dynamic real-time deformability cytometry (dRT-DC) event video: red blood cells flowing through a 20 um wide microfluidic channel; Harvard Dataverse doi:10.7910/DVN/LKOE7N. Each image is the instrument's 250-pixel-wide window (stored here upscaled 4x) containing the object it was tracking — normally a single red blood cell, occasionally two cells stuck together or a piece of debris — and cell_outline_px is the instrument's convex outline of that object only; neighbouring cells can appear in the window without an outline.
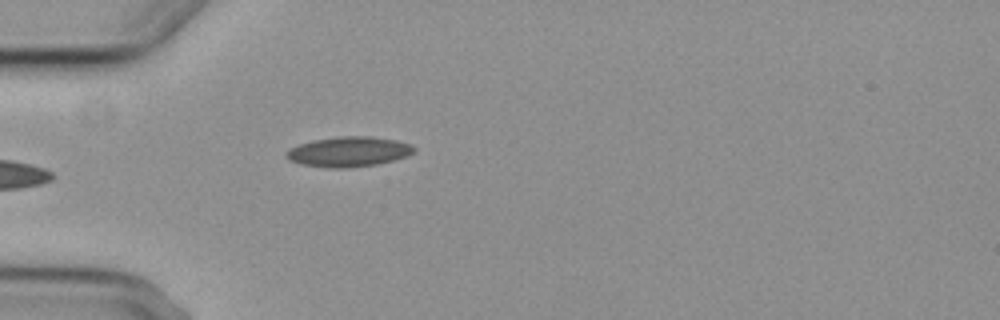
{"species": "common noctule bat (a hibernating species)", "species_latin": "Nyctalus noctula", "temperature_condition": "cold", "stored_images_in_passage": 5, "camera_frame_rate_fps": 3000, "um_per_image_px": 0.085, "animal": {"sex": "female", "body_mass_g": 29.2, "forearm_length_mm": 56.3}, "frame": {"image": 1, "passage_image": 5, "time_ms": 4.667, "image_size_px": [1000, 320], "cell_outline_px": [[416, 148], [412, 152], [404, 156], [392, 160], [376, 164], [348, 168], [328, 168], [300, 164], [288, 160], [284, 156], [284, 152], [300, 144], [312, 140], [340, 136], [372, 136], [396, 140], [408, 144]], "centroid_in_image_um": [29.56, 12.89], "position_along_channel_um": 55.4, "area_um2": 22.25}}